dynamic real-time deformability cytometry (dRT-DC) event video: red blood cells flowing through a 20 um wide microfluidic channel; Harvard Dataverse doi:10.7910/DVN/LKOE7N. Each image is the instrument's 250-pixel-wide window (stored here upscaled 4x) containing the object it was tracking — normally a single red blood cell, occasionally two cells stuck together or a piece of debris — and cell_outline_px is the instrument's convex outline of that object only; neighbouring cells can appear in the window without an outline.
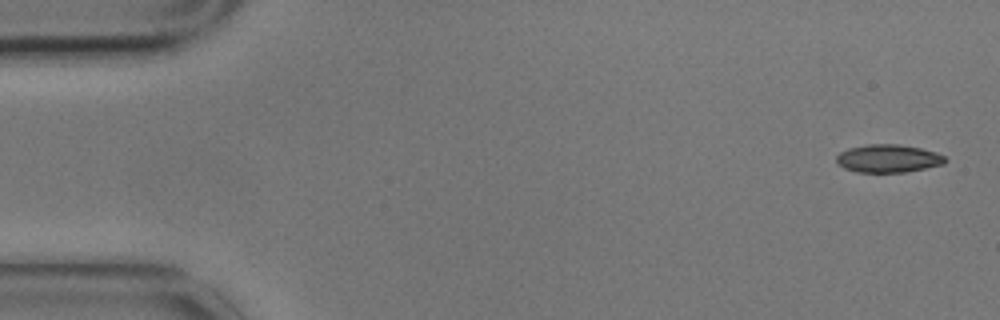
{"species": "common noctule bat (a hibernating species)", "species_latin": "Nyctalus noctula", "temperature_condition": "cold", "stored_images_in_passage": 5, "camera_frame_rate_fps": 3000, "um_per_image_px": 0.085, "animal": {"sex": "male", "body_mass_g": 17.9}, "frame": {"image": 1, "passage_image": 1, "time_ms": 0.0, "image_size_px": [1000, 320], "cell_outline_px": [[948, 160], [944, 164], [904, 172], [856, 172], [844, 168], [836, 164], [836, 156], [840, 152], [848, 148], [868, 144], [900, 144], [920, 148], [936, 152], [944, 156]], "centroid_in_image_um": [75.47, 13.47], "position_along_channel_um": 9.5, "area_um2": 17.8}}
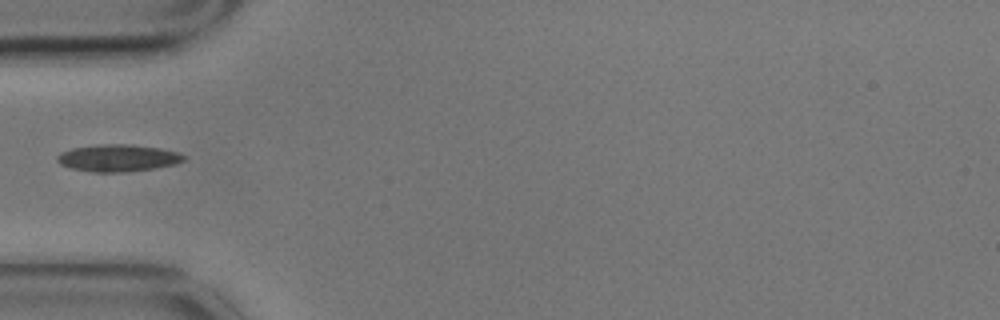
{"frame": {"image": 2, "passage_image": 5, "time_ms": 1.333, "image_size_px": [1000, 320], "cell_outline_px": [[184, 160], [176, 164], [156, 168], [124, 172], [92, 172], [72, 168], [60, 164], [56, 160], [56, 156], [60, 152], [72, 148], [100, 144], [132, 144], [160, 148], [176, 152], [184, 156]], "centroid_in_image_um": [10.0, 13.43], "position_along_channel_um": 75.0, "area_um2": 20.0}}